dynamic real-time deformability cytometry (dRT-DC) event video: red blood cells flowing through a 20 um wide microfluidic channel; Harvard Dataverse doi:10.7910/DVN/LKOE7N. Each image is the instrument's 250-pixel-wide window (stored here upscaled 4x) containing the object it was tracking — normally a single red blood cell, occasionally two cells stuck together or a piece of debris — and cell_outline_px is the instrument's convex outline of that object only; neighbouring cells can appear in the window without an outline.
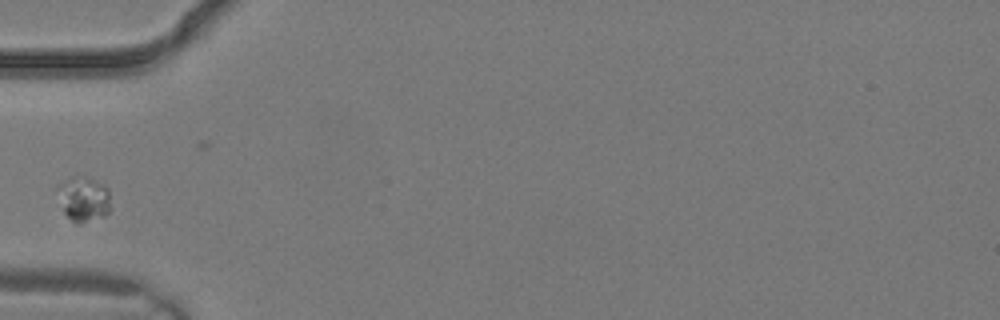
{"species": "common noctule bat (a hibernating species)", "species_latin": "Nyctalus noctula", "temperature_condition": "warm", "stored_images_in_passage": 3, "segment_of_instrument_passage": [2, 2], "camera_frame_rate_fps": 3000, "um_per_image_px": 0.085, "animal": {"sex": "male", "body_mass_g": 19.2, "forearm_length_mm": 51.8}, "frame": {"image": 1, "passage_image": 3, "time_ms": 0.667, "image_size_px": [1000, 320], "cell_outline_px": [[108, 212], [104, 216], [80, 224], [76, 224], [64, 212], [64, 208], [72, 176], [92, 180], [108, 188]], "centroid_in_image_um": [7.31, 17.05], "position_along_channel_um": 77.7, "area_um2": 11.62}}